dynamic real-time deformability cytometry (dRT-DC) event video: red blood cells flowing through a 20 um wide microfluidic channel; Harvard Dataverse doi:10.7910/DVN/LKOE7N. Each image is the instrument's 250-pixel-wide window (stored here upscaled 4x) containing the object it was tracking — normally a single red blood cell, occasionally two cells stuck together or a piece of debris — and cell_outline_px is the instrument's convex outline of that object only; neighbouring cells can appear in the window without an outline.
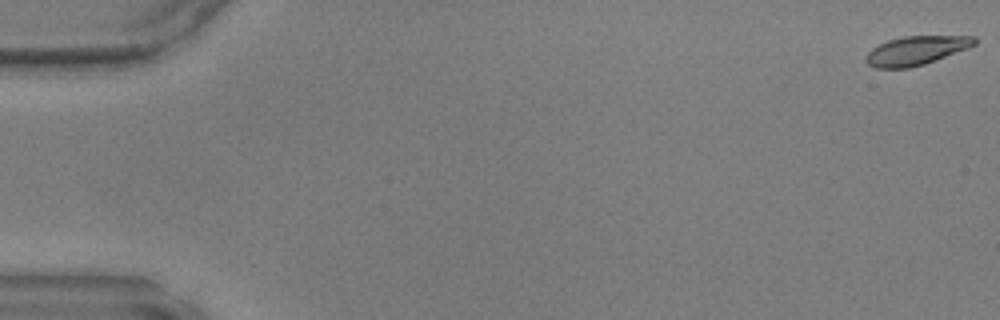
{"species": "common noctule bat (a hibernating species)", "species_latin": "Nyctalus noctula", "temperature_condition": "warm", "stored_images_in_passage": 20, "camera_frame_rate_fps": 3000, "um_per_image_px": 0.085, "animal": {"sex": "male", "body_mass_g": 17.9, "forearm_length_mm": 54.2}, "frame": {"image": 1, "passage_image": 1, "time_ms": 0.0, "image_size_px": [1000, 320], "cell_outline_px": [[976, 44], [968, 48], [924, 64], [908, 68], [876, 68], [868, 64], [864, 60], [864, 56], [872, 48], [888, 40], [904, 36], [976, 36]], "centroid_in_image_um": [77.85, 4.29], "position_along_channel_um": 7.2, "area_um2": 18.21}}
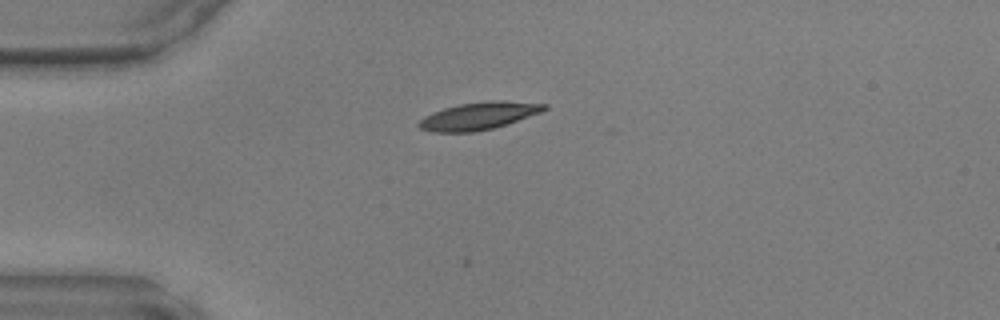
{"frame": {"image": 2, "passage_image": 13, "time_ms": 4.0, "image_size_px": [1000, 320], "cell_outline_px": [[548, 108], [540, 112], [508, 124], [476, 132], [432, 132], [420, 128], [416, 124], [424, 116], [432, 112], [444, 108], [460, 104], [488, 100], [500, 100], [548, 104]], "centroid_in_image_um": [40.68, 9.85], "position_along_channel_um": 44.3, "area_um2": 20.11}}